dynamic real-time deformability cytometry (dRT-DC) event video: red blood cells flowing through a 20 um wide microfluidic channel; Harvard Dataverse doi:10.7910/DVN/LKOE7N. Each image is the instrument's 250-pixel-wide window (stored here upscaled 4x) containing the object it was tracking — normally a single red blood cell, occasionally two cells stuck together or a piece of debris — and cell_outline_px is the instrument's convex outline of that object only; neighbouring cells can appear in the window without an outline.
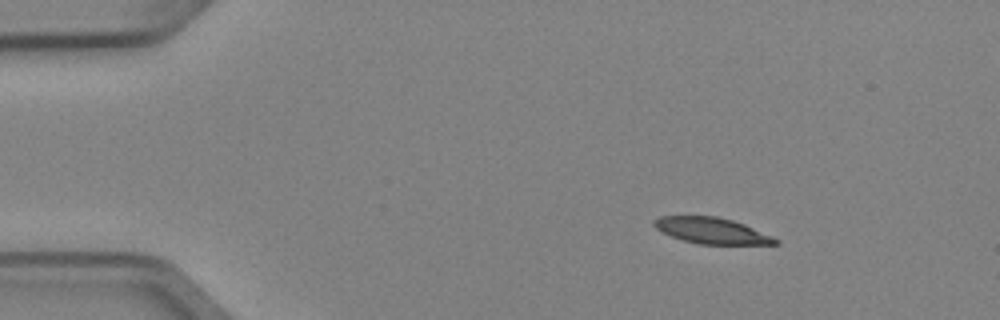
{"species": "Egyptian fruit bat (a non-hibernating species)", "species_latin": "Rousettus aegyptiacus", "temperature_condition": "cold", "stored_images_in_passage": 4, "camera_frame_rate_fps": 3000, "um_per_image_px": 0.085, "animal": {"sex": "female"}, "frame": {"image": 1, "passage_image": 1, "time_ms": 0.0, "image_size_px": [1000, 320], "cell_outline_px": [[780, 244], [700, 244], [684, 240], [660, 232], [652, 224], [652, 220], [660, 216], [716, 216], [732, 220], [744, 224], [772, 236], [780, 240]], "centroid_in_image_um": [60.48, 19.6], "position_along_channel_um": 24.5, "area_um2": 18.38}}